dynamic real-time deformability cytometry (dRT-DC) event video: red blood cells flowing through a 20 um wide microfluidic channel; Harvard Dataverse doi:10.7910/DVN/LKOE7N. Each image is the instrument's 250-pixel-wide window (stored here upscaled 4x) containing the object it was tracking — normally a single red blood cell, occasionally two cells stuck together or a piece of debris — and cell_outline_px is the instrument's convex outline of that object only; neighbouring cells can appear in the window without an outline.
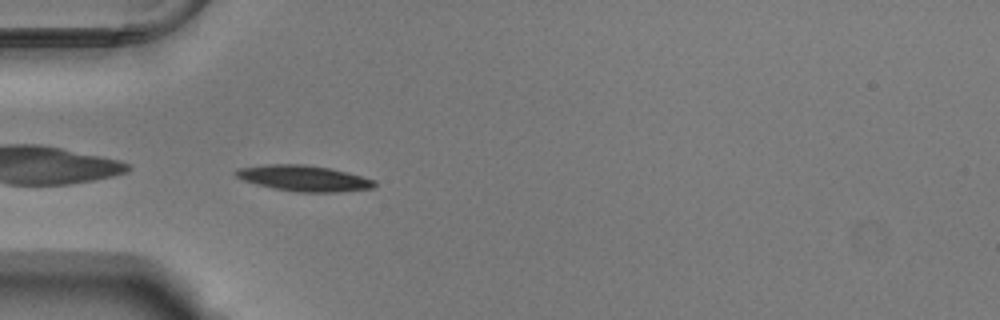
{"species": "Egyptian fruit bat (a non-hibernating species)", "species_latin": "Rousettus aegyptiacus", "temperature_condition": "warm", "stored_images_in_passage": 38, "camera_frame_rate_fps": 3000, "um_per_image_px": 0.085, "animal": {"sex": "male"}, "frame": {"image": 1, "passage_image": 1, "time_ms": 0.0, "image_size_px": [1000, 320], "cell_outline_px": [[376, 184], [372, 188], [336, 192], [296, 192], [272, 188], [256, 184], [244, 180], [236, 176], [232, 172], [236, 168], [268, 164], [304, 164], [328, 168], [348, 172], [376, 180]], "centroid_in_image_um": [25.8, 15.15], "position_along_channel_um": 59.2, "area_um2": 20.92}}
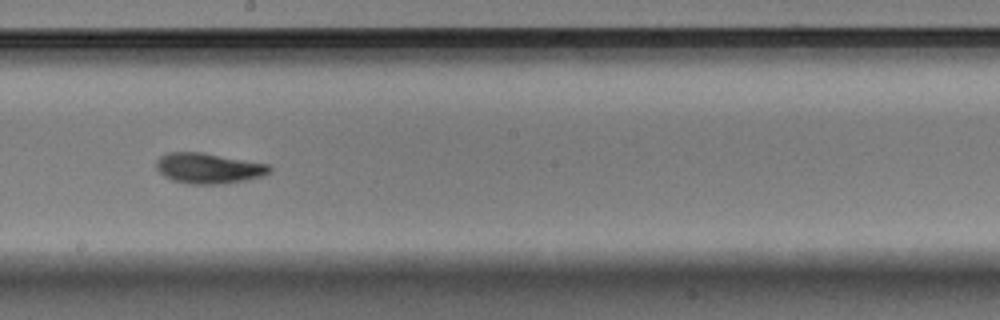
{"frame": {"image": 2, "passage_image": 15, "time_ms": 4.667, "image_size_px": [1000, 320], "cell_outline_px": [[272, 168], [268, 172], [260, 176], [248, 180], [224, 184], [188, 184], [172, 180], [164, 176], [156, 168], [156, 160], [160, 156], [168, 152], [200, 152], [268, 164]], "centroid_in_image_um": [17.69, 14.31], "position_along_channel_um": 230.5, "area_um2": 20.06}}
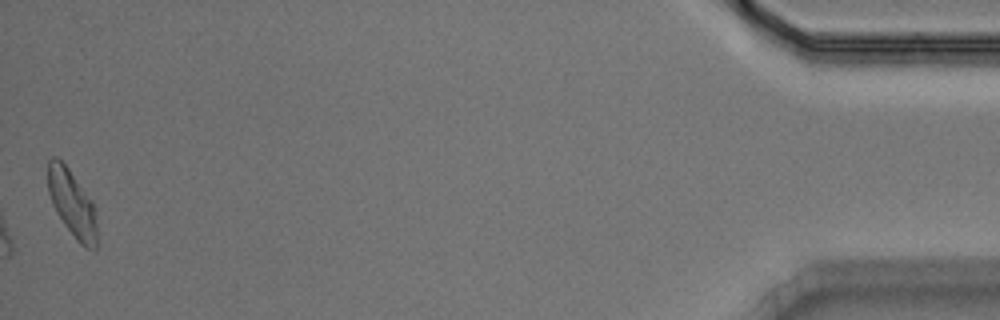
{"frame": {"image": 3, "passage_image": 38, "time_ms": 12.333, "image_size_px": [1000, 320], "cell_outline_px": [[96, 248], [84, 248], [76, 240], [64, 224], [56, 212], [52, 204], [48, 192], [48, 160], [52, 156], [56, 156], [68, 168], [92, 200], [96, 208]], "centroid_in_image_um": [6.13, 17.29], "position_along_channel_um": 429.1, "area_um2": 19.13}, "authors_computed_cell_mechanics": {"area_um2": 19.3919, "velocity_mm_per_s": 3.7566, "shape_relaxation_time_tau1_ms": 2.9057, "shape_relaxation_time_tau2_ms": 1.7999, "deformation_change_tau1": 0.1509, "deformation_change_tau2": 0.0729}}